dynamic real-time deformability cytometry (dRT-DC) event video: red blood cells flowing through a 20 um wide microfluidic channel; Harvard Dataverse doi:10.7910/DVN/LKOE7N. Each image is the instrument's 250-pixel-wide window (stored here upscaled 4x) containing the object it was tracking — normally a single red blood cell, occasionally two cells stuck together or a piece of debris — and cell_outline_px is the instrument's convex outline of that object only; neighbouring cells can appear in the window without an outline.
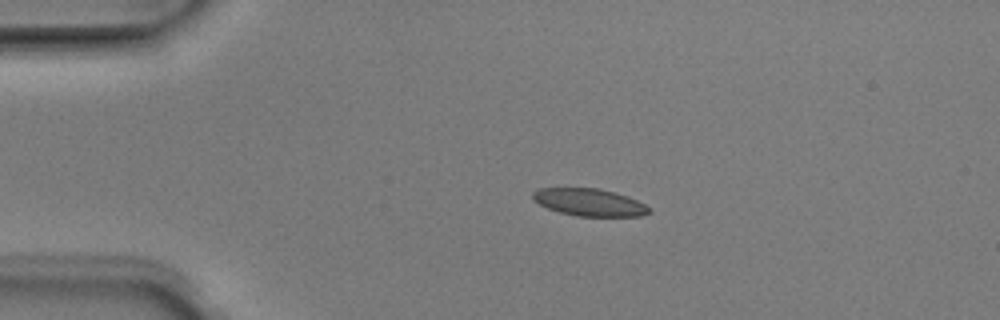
{"species": "Egyptian fruit bat (a non-hibernating species)", "species_latin": "Rousettus aegyptiacus", "temperature_condition": "room temperature", "stored_images_in_passage": 4, "camera_frame_rate_fps": 3000, "um_per_image_px": 0.085, "animal": {"sex": "male"}, "frame": {"image": 1, "passage_image": 3, "time_ms": 0.667, "image_size_px": [1000, 320], "cell_outline_px": [[652, 212], [640, 216], [576, 216], [560, 212], [548, 208], [532, 200], [532, 192], [536, 188], [600, 188], [616, 192], [628, 196], [644, 204]], "centroid_in_image_um": [50.07, 17.18], "position_along_channel_um": 34.9, "area_um2": 18.61}}
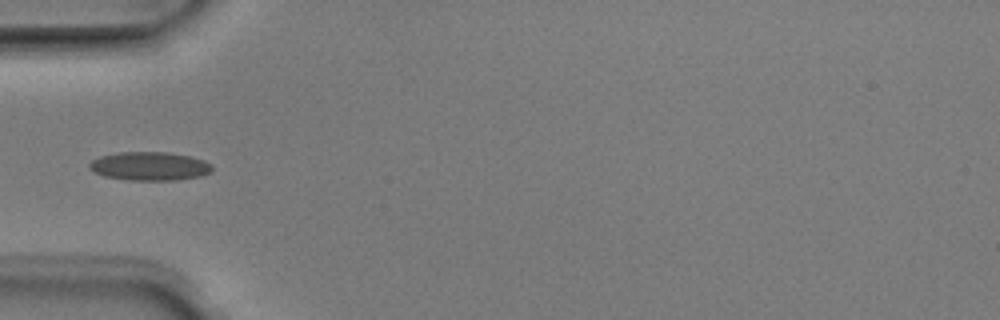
{"frame": {"image": 2, "passage_image": 4, "time_ms": 1.0, "image_size_px": [1000, 320], "cell_outline_px": [[212, 172], [200, 176], [176, 180], [128, 180], [104, 176], [88, 168], [88, 164], [92, 160], [100, 156], [120, 152], [168, 152], [188, 156], [204, 160], [212, 164]], "centroid_in_image_um": [12.72, 14.12], "position_along_channel_um": 72.3, "area_um2": 20.46}}